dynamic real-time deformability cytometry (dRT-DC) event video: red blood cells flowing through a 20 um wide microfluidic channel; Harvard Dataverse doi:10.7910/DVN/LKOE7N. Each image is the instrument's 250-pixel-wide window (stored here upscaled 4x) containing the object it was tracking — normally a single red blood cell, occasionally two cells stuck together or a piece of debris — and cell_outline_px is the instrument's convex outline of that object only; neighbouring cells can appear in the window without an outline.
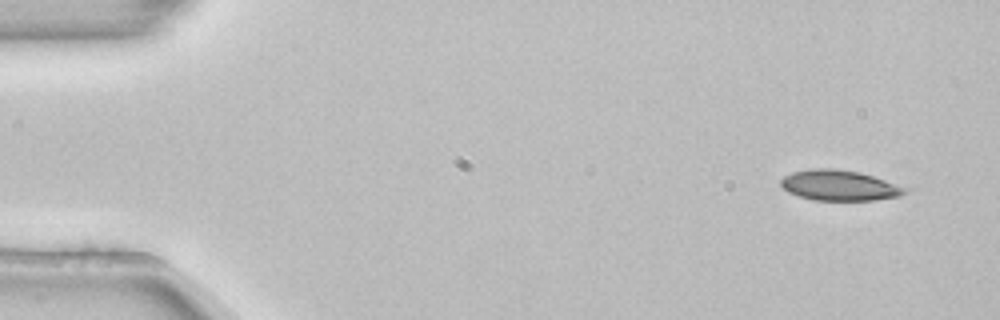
{"species": "common noctule bat (a hibernating species)", "species_latin": "Nyctalus noctula", "temperature_condition": "room temperature", "stored_images_in_passage": 3, "camera_frame_rate_fps": 3000, "um_per_image_px": 0.085, "animal": {"sex": "female", "body_mass_g": 22.7, "forearm_length_mm": 54.2}, "frame": {"image": 1, "passage_image": 1, "time_ms": 0.0, "image_size_px": [1000, 320], "cell_outline_px": [[908, 192], [900, 196], [876, 200], [816, 200], [800, 196], [788, 192], [780, 184], [780, 180], [784, 176], [792, 172], [812, 168], [832, 168], [860, 172], [908, 188]], "centroid_in_image_um": [71.35, 15.75], "position_along_channel_um": 13.7, "area_um2": 21.96}}
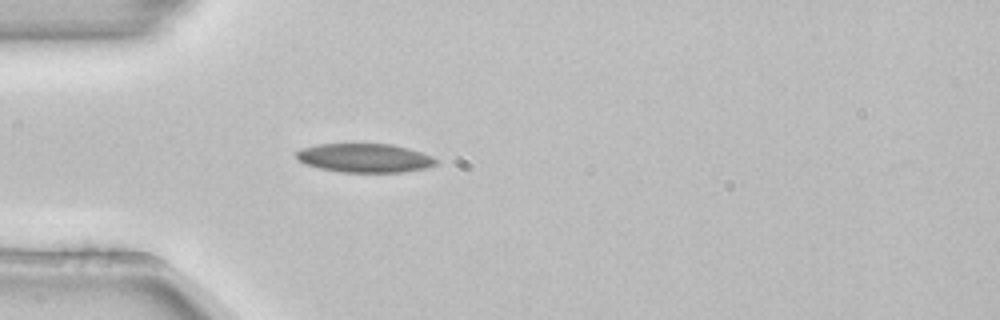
{"frame": {"image": 2, "passage_image": 3, "time_ms": 0.667, "image_size_px": [1000, 320], "cell_outline_px": [[436, 164], [424, 168], [400, 172], [340, 172], [320, 168], [304, 164], [296, 156], [296, 152], [300, 148], [316, 144], [392, 144], [408, 148], [432, 156], [436, 160]], "centroid_in_image_um": [30.95, 13.42], "position_along_channel_um": 54.0, "area_um2": 23.35}}